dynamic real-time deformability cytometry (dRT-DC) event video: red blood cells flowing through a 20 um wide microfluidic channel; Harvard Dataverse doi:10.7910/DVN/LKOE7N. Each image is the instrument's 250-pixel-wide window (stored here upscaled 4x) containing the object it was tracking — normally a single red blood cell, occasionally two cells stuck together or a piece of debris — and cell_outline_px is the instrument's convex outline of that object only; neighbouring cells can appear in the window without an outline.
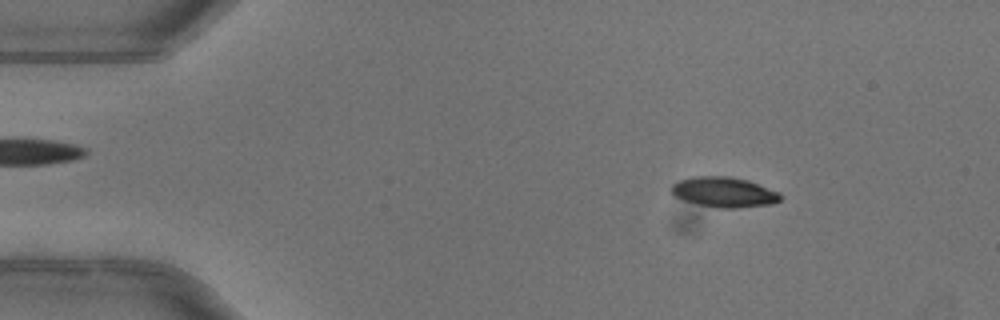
{"species": "common noctule bat (a hibernating species)", "species_latin": "Nyctalus noctula", "temperature_condition": "warm", "stored_images_in_passage": 38, "camera_frame_rate_fps": 3000, "um_per_image_px": 0.085, "animal": {"sex": "female"}, "frame": {"image": 1, "passage_image": 7, "time_ms": 2.0, "image_size_px": [1000, 320], "cell_outline_px": [[784, 196], [780, 200], [772, 204], [736, 208], [716, 208], [684, 200], [672, 196], [668, 192], [668, 188], [672, 184], [680, 180], [692, 176], [728, 176], [748, 180], [780, 192]], "centroid_in_image_um": [61.51, 16.33], "position_along_channel_um": 23.5, "area_um2": 19.54}}
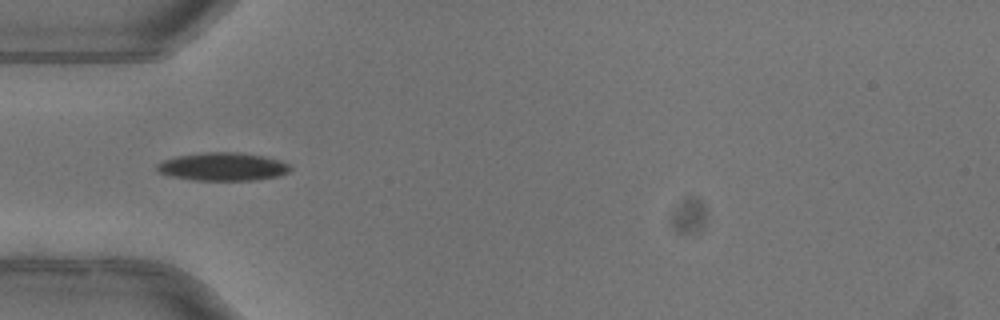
{"frame": {"image": 2, "passage_image": 16, "time_ms": 5.0, "image_size_px": [1000, 320], "cell_outline_px": [[292, 168], [288, 172], [280, 176], [256, 180], [192, 180], [172, 176], [160, 172], [156, 168], [156, 164], [164, 160], [176, 156], [204, 152], [236, 152], [264, 156], [280, 160], [292, 164]], "centroid_in_image_um": [18.99, 14.16], "position_along_channel_um": 66.0, "area_um2": 21.96}}
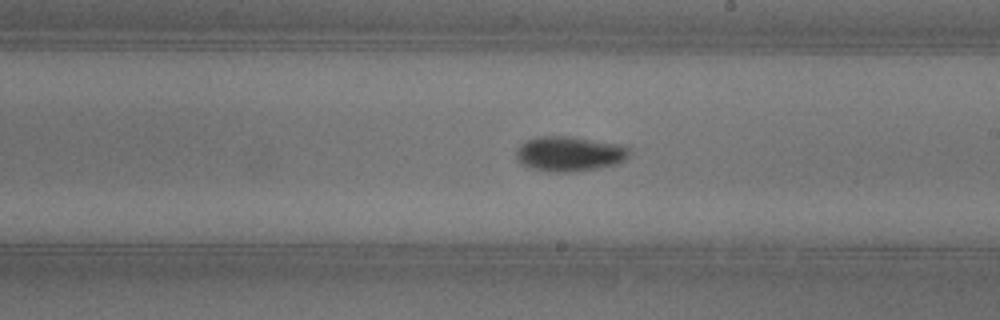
{"frame": {"image": 3, "passage_image": 29, "time_ms": 9.333, "image_size_px": [1000, 320], "cell_outline_px": [[632, 148], [628, 156], [624, 160], [616, 164], [596, 168], [572, 172], [548, 172], [528, 168], [520, 164], [516, 160], [516, 148], [520, 144], [536, 136], [572, 136], [620, 144]], "centroid_in_image_um": [48.37, 13.07], "position_along_channel_um": 240.6, "area_um2": 23.47}}